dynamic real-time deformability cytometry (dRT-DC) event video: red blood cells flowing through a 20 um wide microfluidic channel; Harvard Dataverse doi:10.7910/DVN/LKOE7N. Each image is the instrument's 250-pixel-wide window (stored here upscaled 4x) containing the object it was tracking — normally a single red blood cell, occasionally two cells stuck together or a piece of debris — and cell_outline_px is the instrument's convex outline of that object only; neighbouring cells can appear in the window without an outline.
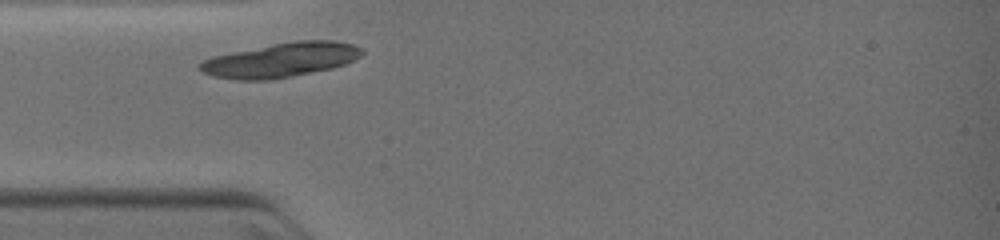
{"species": "common noctule bat (a hibernating species)", "species_latin": "Nyctalus noctula", "temperature_condition": "warm", "stored_images_in_passage": 9, "camera_frame_rate_fps": 3000, "um_per_image_px": 0.085, "animal": {"sex": "female", "body_mass_g": 19.0, "forearm_length_mm": 51.5}, "frame": {"image": 1, "passage_image": 1, "time_ms": 0.0, "image_size_px": [1000, 240], "cell_outline_px": [[364, 52], [360, 56], [344, 64], [332, 68], [272, 80], [236, 80], [212, 76], [200, 72], [196, 68], [196, 64], [204, 60], [216, 56], [232, 52], [272, 44], [296, 40], [332, 40], [352, 44], [360, 48]], "centroid_in_image_um": [23.82, 5.11], "position_along_channel_um": 61.2, "area_um2": 32.48}}
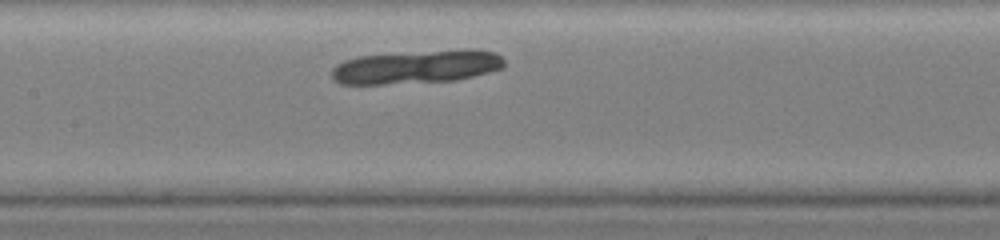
{"frame": {"image": 2, "passage_image": 5, "time_ms": 2.333, "image_size_px": [1000, 240], "cell_outline_px": [[504, 68], [456, 80], [384, 84], [340, 84], [332, 80], [332, 68], [336, 64], [344, 60], [360, 56], [464, 48], [472, 48], [496, 52], [504, 60]], "centroid_in_image_um": [35.42, 5.67], "position_along_channel_um": 172.0, "area_um2": 33.81}}
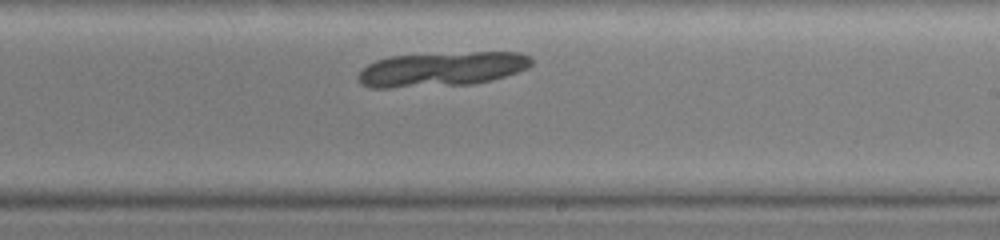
{"frame": {"image": 3, "passage_image": 9, "time_ms": 4.0, "image_size_px": [1000, 240], "cell_outline_px": [[532, 64], [528, 68], [504, 76], [472, 84], [392, 88], [372, 88], [360, 84], [356, 76], [368, 64], [376, 60], [388, 56], [472, 52], [520, 52], [532, 56]], "centroid_in_image_um": [37.52, 5.88], "position_along_channel_um": 251.5, "area_um2": 34.91}}